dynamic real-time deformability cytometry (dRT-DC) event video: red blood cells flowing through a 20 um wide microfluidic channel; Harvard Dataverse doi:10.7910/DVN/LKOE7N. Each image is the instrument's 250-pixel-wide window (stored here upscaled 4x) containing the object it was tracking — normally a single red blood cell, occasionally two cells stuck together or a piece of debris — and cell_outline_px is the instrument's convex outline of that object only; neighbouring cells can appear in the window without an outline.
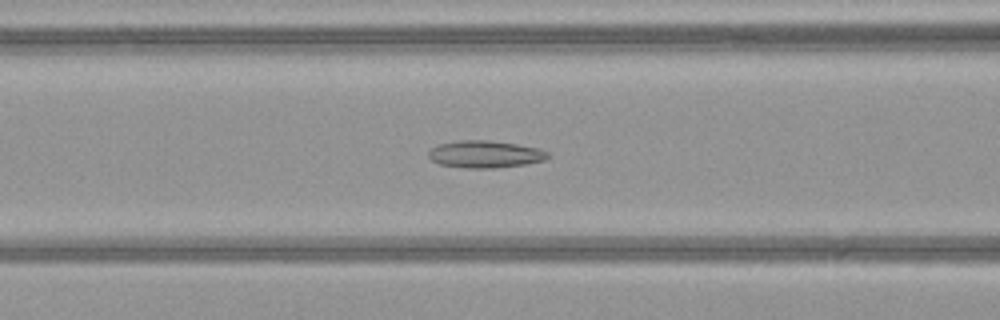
{"species": "common noctule bat (a hibernating species)", "species_latin": "Nyctalus noctula", "temperature_condition": "warm", "stored_images_in_passage": 41, "camera_frame_rate_fps": 3000, "um_per_image_px": 0.085, "animal": {"sex": "female", "body_mass_g": 21.9}, "frame": {"image": 1, "passage_image": 19, "time_ms": 6.0, "image_size_px": [1000, 320], "cell_outline_px": [[548, 156], [544, 160], [524, 164], [496, 168], [464, 168], [440, 164], [432, 160], [428, 156], [428, 152], [436, 144], [460, 140], [488, 140], [516, 144], [536, 148], [548, 152]], "centroid_in_image_um": [41.18, 13.1], "position_along_channel_um": 125.4, "area_um2": 18.79}}
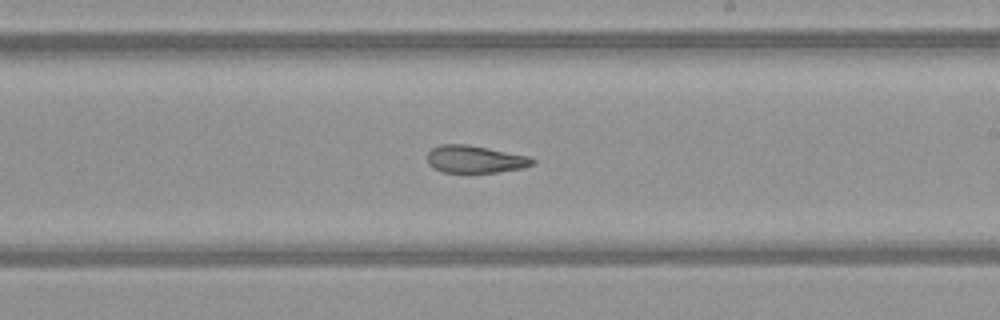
{"frame": {"image": 2, "passage_image": 28, "time_ms": 9.0, "image_size_px": [1000, 320], "cell_outline_px": [[536, 164], [524, 168], [496, 172], [440, 172], [428, 164], [428, 152], [432, 148], [440, 144], [468, 144], [528, 156], [536, 160]], "centroid_in_image_um": [40.39, 13.53], "position_along_channel_um": 248.6, "area_um2": 16.88}}
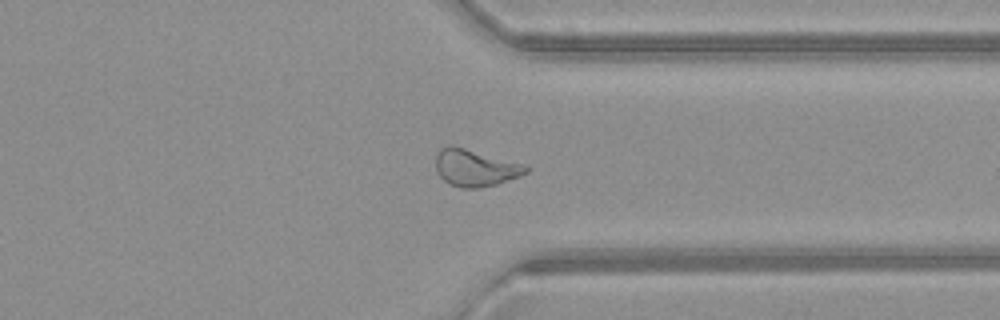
{"frame": {"image": 3, "passage_image": 37, "time_ms": 12.0, "image_size_px": [1000, 320], "cell_outline_px": [[528, 172], [520, 176], [496, 184], [480, 188], [460, 188], [444, 180], [436, 172], [436, 156], [440, 148], [448, 144], [452, 144], [524, 164], [528, 168]], "centroid_in_image_um": [40.37, 14.25], "position_along_channel_um": 371.0, "area_um2": 19.48}}